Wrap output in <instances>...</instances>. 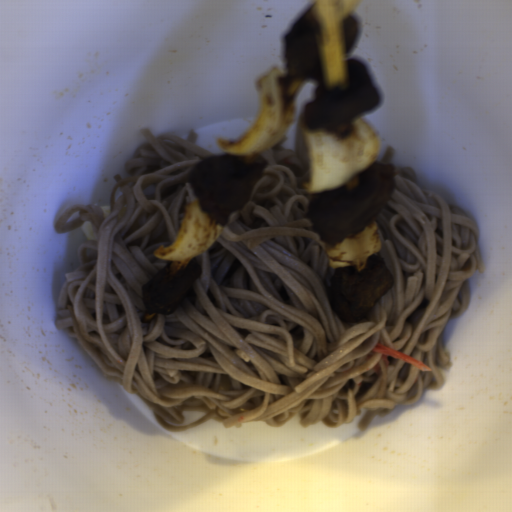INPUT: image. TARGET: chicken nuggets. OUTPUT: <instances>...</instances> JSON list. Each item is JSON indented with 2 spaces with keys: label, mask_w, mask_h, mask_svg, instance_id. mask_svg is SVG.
<instances>
[{
  "label": "chicken nuggets",
  "mask_w": 512,
  "mask_h": 512,
  "mask_svg": "<svg viewBox=\"0 0 512 512\" xmlns=\"http://www.w3.org/2000/svg\"><path fill=\"white\" fill-rule=\"evenodd\" d=\"M314 9L313 3L284 34V64L291 76L310 78L319 85L314 99L305 108L307 130L331 132L374 112L381 96L366 65L349 57L361 32L351 13L343 20L347 82L342 87L325 85L320 48L323 29Z\"/></svg>",
  "instance_id": "90cb4de2"
},
{
  "label": "chicken nuggets",
  "mask_w": 512,
  "mask_h": 512,
  "mask_svg": "<svg viewBox=\"0 0 512 512\" xmlns=\"http://www.w3.org/2000/svg\"><path fill=\"white\" fill-rule=\"evenodd\" d=\"M396 188L395 168L374 162L362 173L309 201L306 217L327 244H338L362 231L390 200Z\"/></svg>",
  "instance_id": "f4ed5422"
},
{
  "label": "chicken nuggets",
  "mask_w": 512,
  "mask_h": 512,
  "mask_svg": "<svg viewBox=\"0 0 512 512\" xmlns=\"http://www.w3.org/2000/svg\"><path fill=\"white\" fill-rule=\"evenodd\" d=\"M266 164L260 153L210 156L192 167L189 185L207 216L224 227L233 212L247 206Z\"/></svg>",
  "instance_id": "cc037f56"
},
{
  "label": "chicken nuggets",
  "mask_w": 512,
  "mask_h": 512,
  "mask_svg": "<svg viewBox=\"0 0 512 512\" xmlns=\"http://www.w3.org/2000/svg\"><path fill=\"white\" fill-rule=\"evenodd\" d=\"M393 275L383 258L370 256L353 267H338L330 279L331 307L340 321L355 324L393 287Z\"/></svg>",
  "instance_id": "bb5aeace"
},
{
  "label": "chicken nuggets",
  "mask_w": 512,
  "mask_h": 512,
  "mask_svg": "<svg viewBox=\"0 0 512 512\" xmlns=\"http://www.w3.org/2000/svg\"><path fill=\"white\" fill-rule=\"evenodd\" d=\"M200 276L201 265L196 257L168 261L142 286L141 296L146 311L150 315H173Z\"/></svg>",
  "instance_id": "2cc3b61b"
}]
</instances>
